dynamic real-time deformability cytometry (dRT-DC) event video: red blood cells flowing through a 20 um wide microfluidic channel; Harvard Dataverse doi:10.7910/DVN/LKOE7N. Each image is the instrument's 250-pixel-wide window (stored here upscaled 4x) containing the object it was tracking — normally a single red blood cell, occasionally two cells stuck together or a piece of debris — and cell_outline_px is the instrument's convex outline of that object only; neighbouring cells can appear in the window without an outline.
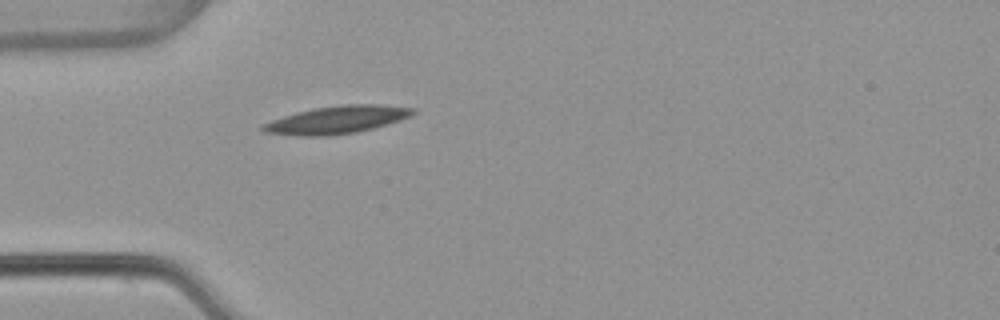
{"species": "common noctule bat (a hibernating species)", "species_latin": "Nyctalus noctula", "temperature_condition": "warm", "stored_images_in_passage": 1, "camera_frame_rate_fps": 3000, "um_per_image_px": 0.085, "animal": {"sex": "female", "body_mass_g": 22.7, "forearm_length_mm": 54.2}, "frame": {"image": 1, "passage_image": 1, "time_ms": 0.0, "image_size_px": [1000, 320], "cell_outline_px": [[416, 112], [400, 120], [372, 128], [356, 132], [328, 136], [300, 136], [264, 132], [260, 128], [260, 124], [296, 112], [312, 108], [344, 104], [380, 104], [412, 108]], "centroid_in_image_um": [28.58, 10.18], "position_along_channel_um": 56.4, "area_um2": 24.1}}